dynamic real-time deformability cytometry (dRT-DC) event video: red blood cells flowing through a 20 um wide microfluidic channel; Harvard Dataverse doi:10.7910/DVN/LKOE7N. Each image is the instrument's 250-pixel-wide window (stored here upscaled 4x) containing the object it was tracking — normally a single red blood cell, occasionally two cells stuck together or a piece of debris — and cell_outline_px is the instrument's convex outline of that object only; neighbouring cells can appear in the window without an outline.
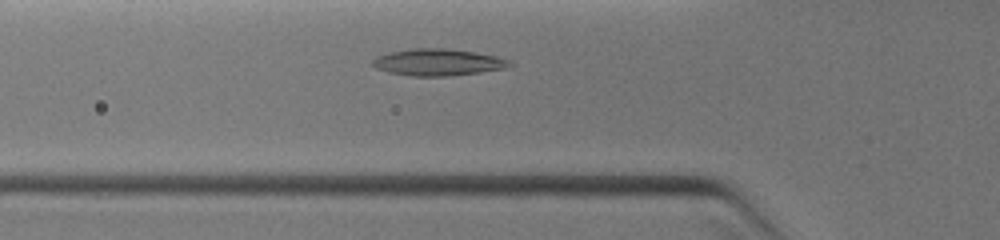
{"species": "common noctule bat (a hibernating species)", "species_latin": "Nyctalus noctula", "temperature_condition": "warm", "stored_images_in_passage": 8, "camera_frame_rate_fps": 3000, "um_per_image_px": 0.085, "animal": {"sex": "female", "body_mass_g": 19.0, "forearm_length_mm": 51.5}, "frame": {"image": 1, "passage_image": 4, "time_ms": 1.333, "image_size_px": [1000, 240], "cell_outline_px": [[512, 64], [508, 68], [480, 72], [448, 76], [412, 76], [388, 72], [376, 68], [372, 64], [372, 60], [376, 56], [388, 52], [412, 48], [444, 48], [476, 52], [496, 56], [508, 60]], "centroid_in_image_um": [37.2, 5.29], "position_along_channel_um": 88.6, "area_um2": 21.44}}
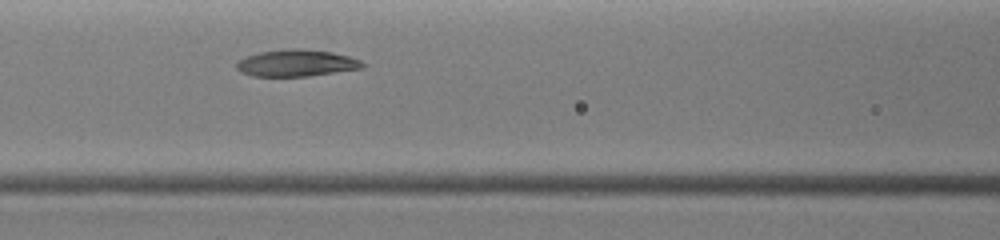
{"frame": {"image": 2, "passage_image": 6, "time_ms": 2.333, "image_size_px": [1000, 240], "cell_outline_px": [[368, 64], [364, 68], [308, 76], [252, 76], [240, 72], [236, 68], [236, 60], [244, 56], [260, 52], [292, 48], [300, 48], [332, 52], [348, 56], [360, 60]], "centroid_in_image_um": [25.19, 5.36], "position_along_channel_um": 141.4, "area_um2": 19.88}}
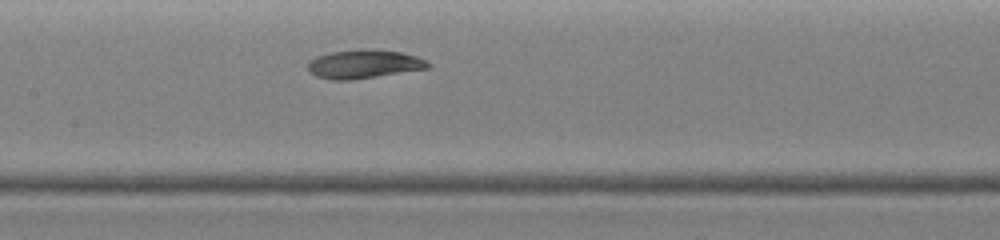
{"frame": {"image": 3, "passage_image": 8, "time_ms": 3.0, "image_size_px": [1000, 240], "cell_outline_px": [[432, 64], [428, 68], [352, 80], [332, 80], [316, 76], [308, 68], [308, 60], [316, 56], [332, 52], [360, 48], [364, 48], [400, 52], [416, 56]], "centroid_in_image_um": [30.9, 5.44], "position_along_channel_um": 176.5, "area_um2": 20.0}}